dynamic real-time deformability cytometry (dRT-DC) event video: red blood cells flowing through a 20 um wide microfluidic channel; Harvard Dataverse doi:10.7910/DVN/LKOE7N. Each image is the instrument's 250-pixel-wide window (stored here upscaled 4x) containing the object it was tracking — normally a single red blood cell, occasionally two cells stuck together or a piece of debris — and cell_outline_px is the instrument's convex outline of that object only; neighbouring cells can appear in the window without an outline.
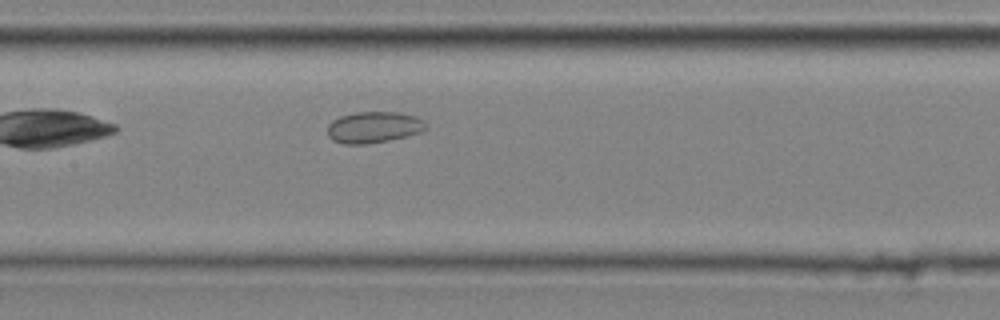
{"species": "common noctule bat (a hibernating species)", "species_latin": "Nyctalus noctula", "temperature_condition": "cold", "stored_images_in_passage": 29, "camera_frame_rate_fps": 3000, "um_per_image_px": 0.085, "animal": {"sex": "male", "body_mass_g": 20.4}, "frame": {"image": 1, "passage_image": 10, "time_ms": 3.0, "image_size_px": [1000, 320], "cell_outline_px": [[428, 128], [424, 132], [388, 140], [364, 144], [344, 144], [332, 140], [328, 136], [328, 124], [332, 120], [340, 116], [356, 112], [400, 112], [416, 116], [424, 120]], "centroid_in_image_um": [31.79, 10.81], "position_along_channel_um": 175.6, "area_um2": 18.15}}
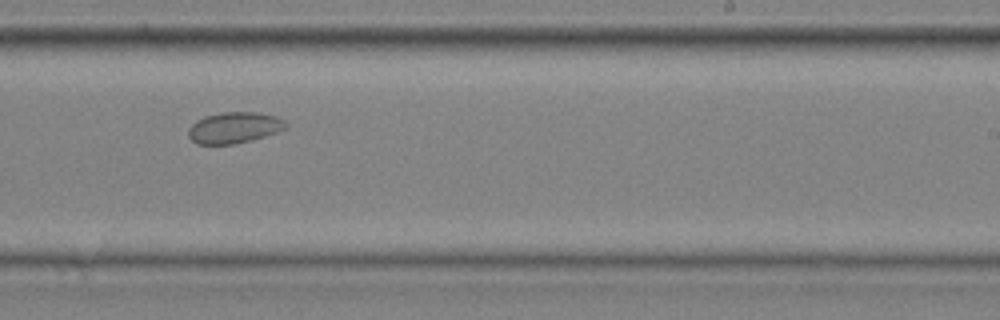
{"frame": {"image": 2, "passage_image": 17, "time_ms": 5.333, "image_size_px": [1000, 320], "cell_outline_px": [[288, 128], [252, 140], [236, 144], [196, 144], [188, 136], [188, 128], [196, 120], [204, 116], [220, 112], [256, 112], [276, 116], [284, 120], [288, 124]], "centroid_in_image_um": [19.9, 10.85], "position_along_channel_um": 269.1, "area_um2": 17.86}}
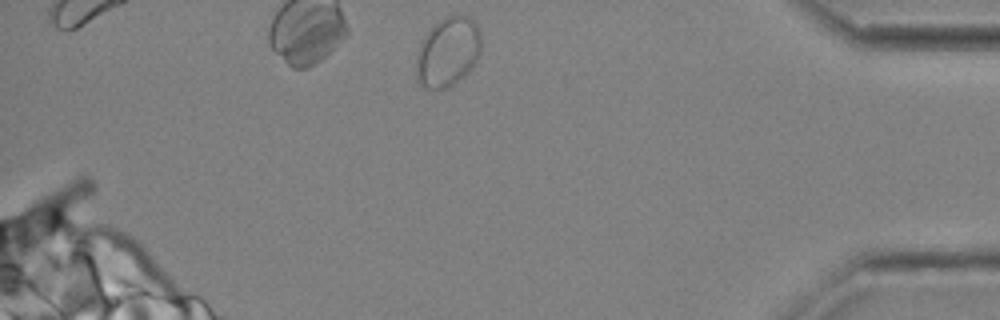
{"frame": {"image": 3, "passage_image": 29, "time_ms": 9.333, "image_size_px": [1000, 320], "cell_outline_px": [[480, 56], [468, 72], [464, 76], [448, 88], [424, 88], [420, 84], [416, 76], [416, 56], [424, 32], [444, 16], [456, 12], [468, 16], [476, 24], [480, 32]], "centroid_in_image_um": [38.05, 4.36], "position_along_channel_um": 397.1, "area_um2": 26.82}, "authors_computed_cell_mechanics": {"area_um2": 18.6116, "velocity_mm_per_s": 4.0123, "shape_relaxation_time_tau1_ms": 0.3334, "shape_relaxation_time_tau2_ms": 1.0284, "deformation_change_tau1": 0.0028, "deformation_change_tau2": 0.0304}}